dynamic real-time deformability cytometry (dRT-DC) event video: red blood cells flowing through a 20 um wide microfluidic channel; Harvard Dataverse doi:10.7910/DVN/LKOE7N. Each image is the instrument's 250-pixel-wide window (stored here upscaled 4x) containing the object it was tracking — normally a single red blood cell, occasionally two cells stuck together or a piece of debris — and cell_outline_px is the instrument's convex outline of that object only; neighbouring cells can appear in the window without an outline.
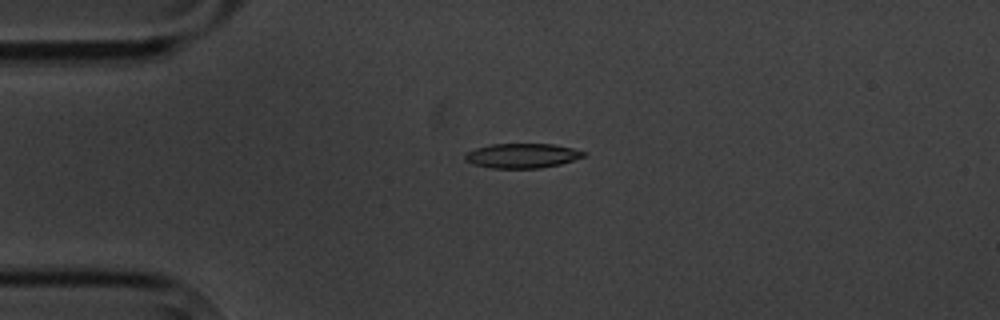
{"species": "common noctule bat (a hibernating species)", "species_latin": "Nyctalus noctula", "temperature_condition": "cold", "stored_images_in_passage": 3, "camera_frame_rate_fps": 3000, "um_per_image_px": 0.085, "animal": {"sex": "male", "body_mass_g": 20.1, "forearm_length_mm": 53.5}, "frame": {"image": 1, "passage_image": 2, "time_ms": 1.333, "image_size_px": [1000, 320], "cell_outline_px": [[588, 152], [584, 156], [560, 164], [540, 168], [492, 168], [472, 164], [464, 160], [464, 152], [476, 148], [492, 144], [552, 144], [572, 148]], "centroid_in_image_um": [44.34, 13.23], "position_along_channel_um": 40.7, "area_um2": 17.05}}